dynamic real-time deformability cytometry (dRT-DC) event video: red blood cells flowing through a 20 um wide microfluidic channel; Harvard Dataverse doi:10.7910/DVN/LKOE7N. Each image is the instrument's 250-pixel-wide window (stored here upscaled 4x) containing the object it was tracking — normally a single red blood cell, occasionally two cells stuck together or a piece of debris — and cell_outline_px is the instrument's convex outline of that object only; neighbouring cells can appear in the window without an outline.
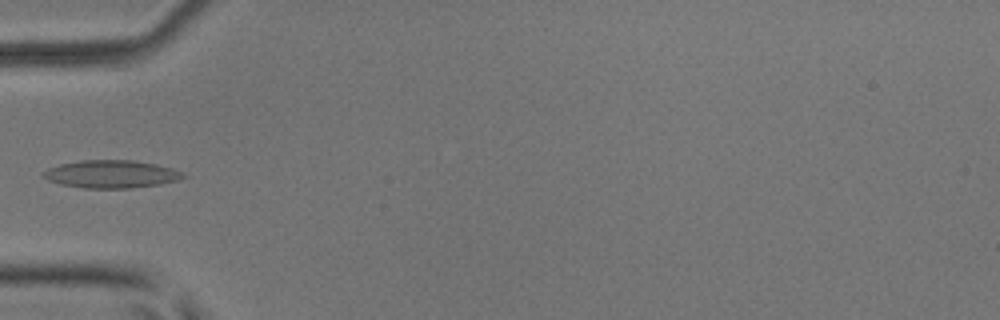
{"species": "common noctule bat (a hibernating species)", "species_latin": "Nyctalus noctula", "temperature_condition": "room temperature", "stored_images_in_passage": 4, "camera_frame_rate_fps": 3000, "um_per_image_px": 0.085, "animal": {"sex": "male", "body_mass_g": 17.9, "forearm_length_mm": 54.2}, "frame": {"image": 1, "passage_image": 4, "time_ms": 1.0, "image_size_px": [1000, 320], "cell_outline_px": [[188, 176], [180, 180], [160, 184], [132, 188], [84, 188], [60, 184], [48, 180], [40, 176], [48, 168], [60, 164], [84, 160], [132, 160], [156, 164], [172, 168]], "centroid_in_image_um": [9.46, 14.8], "position_along_channel_um": 75.5, "area_um2": 22.66}}